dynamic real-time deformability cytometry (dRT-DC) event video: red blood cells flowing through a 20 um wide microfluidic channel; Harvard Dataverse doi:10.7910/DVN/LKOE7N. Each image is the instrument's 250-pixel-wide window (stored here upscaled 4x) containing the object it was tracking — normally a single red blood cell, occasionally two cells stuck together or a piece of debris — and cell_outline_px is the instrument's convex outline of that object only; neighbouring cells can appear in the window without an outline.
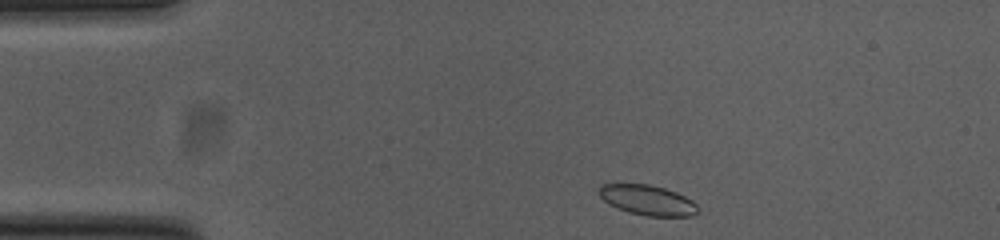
{"species": "common noctule bat (a hibernating species)", "species_latin": "Nyctalus noctula", "temperature_condition": "cold", "stored_images_in_passage": 45, "camera_frame_rate_fps": 3000, "um_per_image_px": 0.085, "animal": {"sex": "female", "body_mass_g": 23.0, "forearm_length_mm": 53.4}, "frame": {"image": 1, "passage_image": 1, "time_ms": 0.0, "image_size_px": [1000, 240], "cell_outline_px": [[696, 212], [692, 216], [644, 216], [628, 212], [616, 208], [608, 204], [596, 192], [596, 188], [600, 184], [648, 184], [664, 188], [676, 192], [692, 200], [696, 204]], "centroid_in_image_um": [54.96, 17.0], "position_along_channel_um": 30.0, "area_um2": 17.46}}
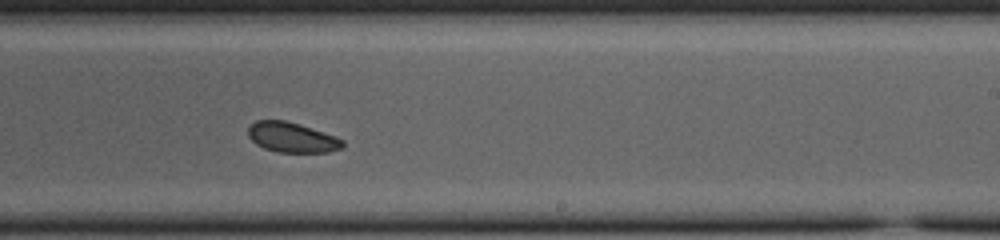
{"frame": {"image": 2, "passage_image": 24, "time_ms": 7.667, "image_size_px": [1000, 240], "cell_outline_px": [[344, 148], [328, 152], [276, 152], [264, 148], [256, 144], [248, 136], [248, 128], [256, 120], [284, 120], [300, 124], [336, 136], [344, 140]], "centroid_in_image_um": [24.84, 11.68], "position_along_channel_um": 264.2, "area_um2": 16.65}}
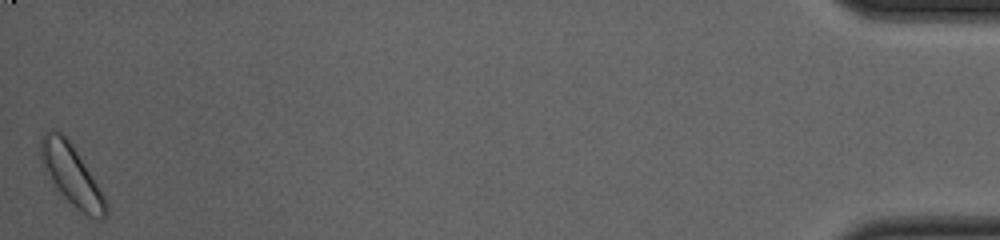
{"frame": {"image": 3, "passage_image": 45, "time_ms": 14.667, "image_size_px": [1000, 240], "cell_outline_px": [[108, 216], [104, 220], [96, 220], [88, 216], [76, 208], [60, 192], [52, 180], [40, 160], [40, 140], [44, 132], [60, 132], [68, 140], [76, 152], [104, 196], [108, 204]], "centroid_in_image_um": [6.11, 14.95], "position_along_channel_um": 429.1, "area_um2": 22.14}, "authors_computed_cell_mechanics": {"area_um2": 17.5134, "velocity_mm_per_s": 3.7483, "shape_relaxation_time_tau1_ms": 1.5486, "shape_relaxation_time_tau2_ms": 4.9749, "deformation_change_tau1": 0.0335, "deformation_change_tau2": 0.0751}}